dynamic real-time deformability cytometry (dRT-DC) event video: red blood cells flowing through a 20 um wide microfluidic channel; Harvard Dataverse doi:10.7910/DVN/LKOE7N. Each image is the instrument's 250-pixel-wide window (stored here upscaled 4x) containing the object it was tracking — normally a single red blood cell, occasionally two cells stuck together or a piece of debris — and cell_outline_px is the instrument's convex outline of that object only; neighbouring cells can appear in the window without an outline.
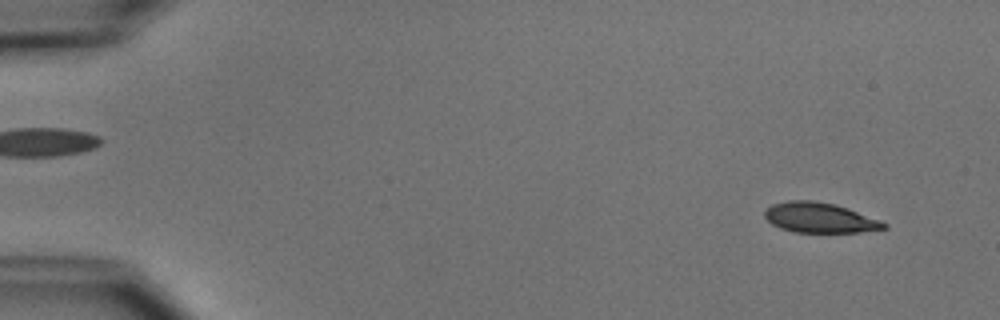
{"species": "common noctule bat (a hibernating species)", "species_latin": "Nyctalus noctula", "temperature_condition": "cold", "stored_images_in_passage": 55, "camera_frame_rate_fps": 3000, "um_per_image_px": 0.085, "animal": {"sex": "male", "body_mass_g": 15.6}, "frame": {"image": 1, "passage_image": 4, "time_ms": 1.0, "image_size_px": [1000, 320], "cell_outline_px": [[888, 228], [860, 232], [796, 232], [780, 228], [772, 224], [764, 216], [764, 212], [772, 204], [788, 200], [812, 200], [836, 204], [848, 208], [880, 220], [888, 224]], "centroid_in_image_um": [69.69, 18.5], "position_along_channel_um": 15.3, "area_um2": 20.92}}
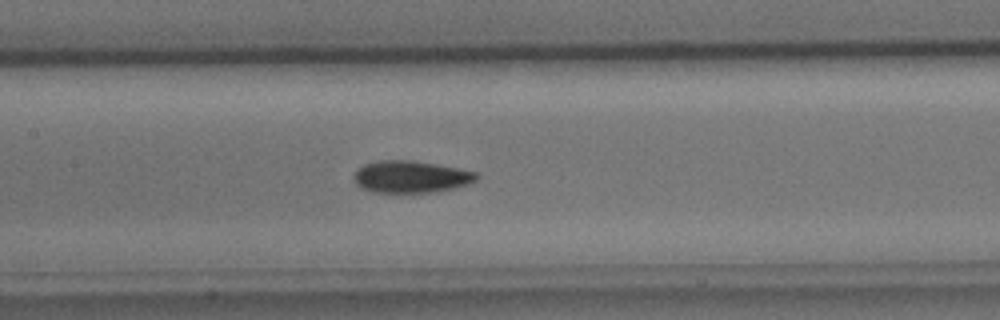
{"frame": {"image": 2, "passage_image": 26, "time_ms": 8.333, "image_size_px": [1000, 320], "cell_outline_px": [[480, 176], [476, 180], [468, 184], [436, 192], [372, 192], [356, 184], [352, 176], [356, 168], [364, 164], [380, 160], [412, 160], [436, 164], [476, 172]], "centroid_in_image_um": [34.89, 15.02], "position_along_channel_um": 172.5, "area_um2": 22.89}}
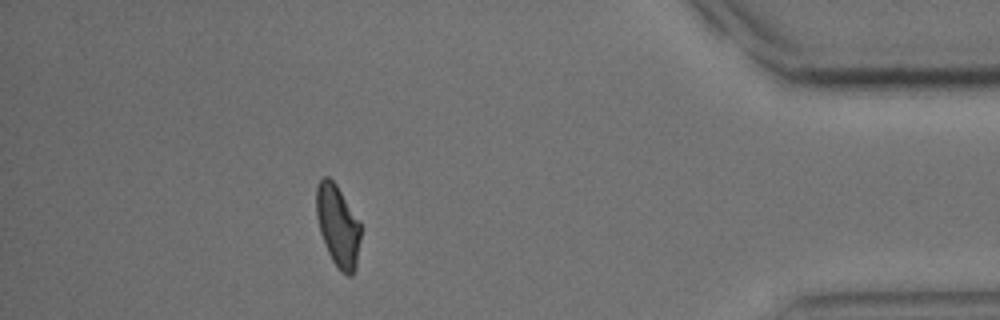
{"frame": {"image": 3, "passage_image": 48, "time_ms": 15.667, "image_size_px": [1000, 320], "cell_outline_px": [[360, 240], [356, 268], [352, 276], [348, 276], [340, 272], [332, 260], [324, 244], [320, 232], [316, 216], [316, 188], [320, 180], [324, 176], [328, 176], [336, 184], [360, 224]], "centroid_in_image_um": [28.7, 19.23], "position_along_channel_um": 406.5, "area_um2": 20.98}, "authors_computed_cell_mechanics": {"area_um2": 22.0218, "velocity_mm_per_s": 3.7612, "shape_relaxation_time_tau1_ms": 2.8074, "shape_relaxation_time_tau2_ms": 2.9459, "deformation_change_tau1": 0.1227, "deformation_change_tau2": 0.0785}}